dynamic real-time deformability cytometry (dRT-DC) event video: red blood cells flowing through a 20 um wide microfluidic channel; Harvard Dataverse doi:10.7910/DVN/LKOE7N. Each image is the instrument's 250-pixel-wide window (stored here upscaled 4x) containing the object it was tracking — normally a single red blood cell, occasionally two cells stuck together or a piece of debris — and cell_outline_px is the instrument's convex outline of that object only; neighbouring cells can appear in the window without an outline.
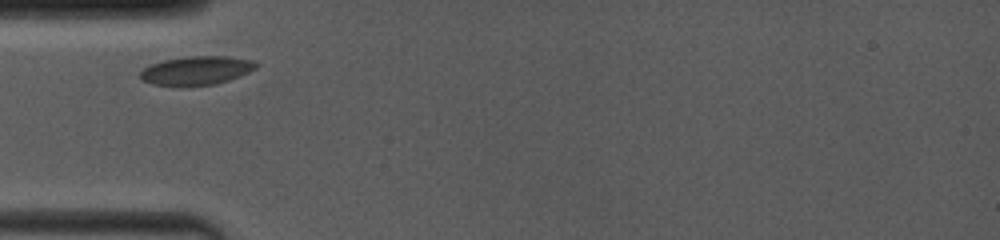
{"species": "common noctule bat (a hibernating species)", "species_latin": "Nyctalus noctula", "temperature_condition": "room temperature", "stored_images_in_passage": 37, "camera_frame_rate_fps": 4000, "um_per_image_px": 0.085, "animal": {"sex": "female", "body_mass_g": 19.0, "forearm_length_mm": 53.3}, "frame": {"image": 1, "passage_image": 1, "time_ms": 0.0, "image_size_px": [1000, 240], "cell_outline_px": [[256, 68], [240, 76], [216, 84], [180, 88], [152, 84], [144, 80], [140, 76], [140, 72], [148, 64], [164, 60], [184, 56], [224, 56], [252, 60], [256, 64]], "centroid_in_image_um": [16.64, 6.02], "position_along_channel_um": 68.4, "area_um2": 19.77}}
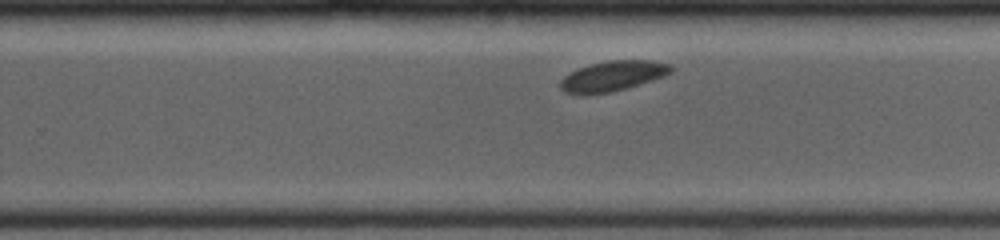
{"frame": {"image": 2, "passage_image": 22, "time_ms": 5.5, "image_size_px": [1000, 240], "cell_outline_px": [[672, 72], [664, 76], [652, 80], [612, 92], [584, 96], [580, 96], [564, 92], [560, 88], [560, 80], [568, 72], [588, 64], [608, 60], [648, 60], [672, 64]], "centroid_in_image_um": [52.02, 6.47], "position_along_channel_um": 277.8, "area_um2": 19.88}}
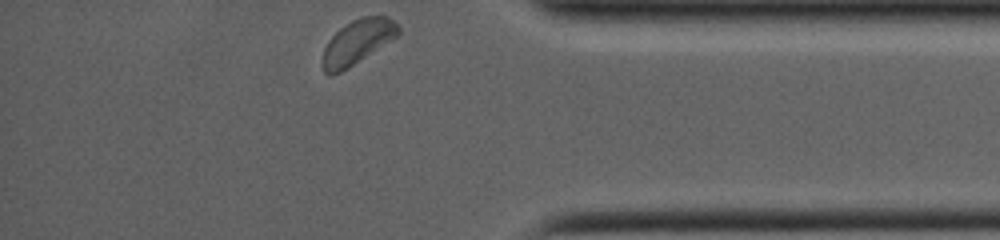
{"frame": {"image": 3, "passage_image": 37, "time_ms": 9.0, "image_size_px": [1000, 240], "cell_outline_px": [[400, 36], [348, 68], [340, 72], [328, 76], [324, 72], [320, 64], [324, 48], [328, 40], [340, 28], [352, 20], [360, 16], [388, 16], [400, 28]], "centroid_in_image_um": [30.38, 3.58], "position_along_channel_um": 404.8, "area_um2": 20.0}}